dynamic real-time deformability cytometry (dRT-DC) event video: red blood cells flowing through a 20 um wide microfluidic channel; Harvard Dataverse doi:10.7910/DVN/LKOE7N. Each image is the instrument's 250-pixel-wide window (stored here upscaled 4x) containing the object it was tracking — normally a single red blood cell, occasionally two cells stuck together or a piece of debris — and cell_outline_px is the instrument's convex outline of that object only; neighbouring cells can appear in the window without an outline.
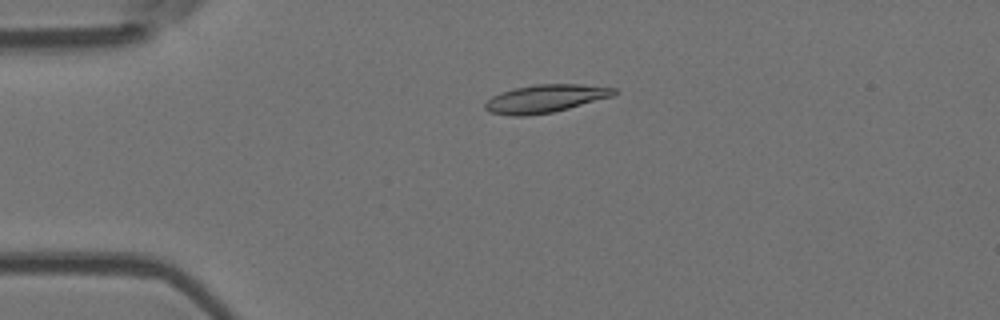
{"species": "Egyptian fruit bat (a non-hibernating species)", "species_latin": "Rousettus aegyptiacus", "temperature_condition": "room temperature", "stored_images_in_passage": 4, "camera_frame_rate_fps": 3000, "um_per_image_px": 0.085, "animal": {"sex": "female"}, "frame": {"image": 1, "passage_image": 3, "time_ms": 3.333, "image_size_px": [1000, 320], "cell_outline_px": [[616, 92], [612, 96], [568, 108], [552, 112], [528, 116], [512, 116], [488, 112], [484, 108], [484, 104], [492, 96], [500, 92], [516, 88], [536, 84], [580, 84], [616, 88]], "centroid_in_image_um": [46.3, 8.38], "position_along_channel_um": 38.7, "area_um2": 20.87}}